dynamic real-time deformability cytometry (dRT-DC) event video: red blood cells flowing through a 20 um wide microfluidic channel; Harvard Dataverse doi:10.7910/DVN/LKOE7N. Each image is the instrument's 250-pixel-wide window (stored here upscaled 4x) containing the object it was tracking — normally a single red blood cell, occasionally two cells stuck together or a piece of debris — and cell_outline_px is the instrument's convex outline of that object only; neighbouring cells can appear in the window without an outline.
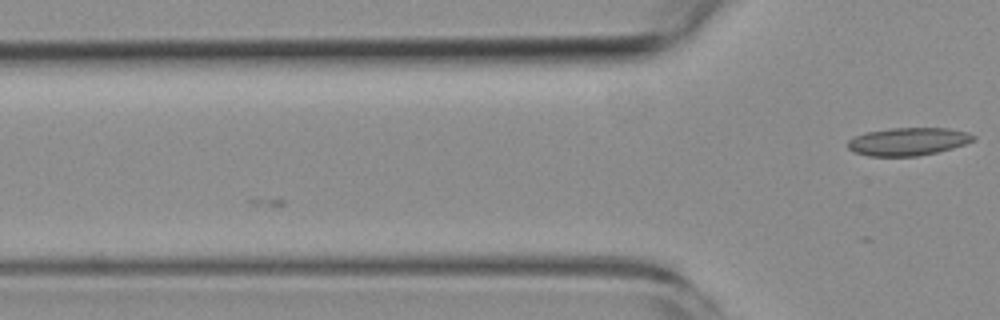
{"species": "common noctule bat (a hibernating species)", "species_latin": "Nyctalus noctula", "temperature_condition": "room temperature", "stored_images_in_passage": 5, "camera_frame_rate_fps": 3000, "um_per_image_px": 0.085, "animal": {"sex": "female", "body_mass_g": 19.3, "forearm_length_mm": 54.1}, "frame": {"image": 1, "passage_image": 5, "time_ms": 4.667, "image_size_px": [1000, 320], "cell_outline_px": [[976, 140], [952, 148], [936, 152], [916, 156], [868, 156], [852, 152], [848, 148], [848, 140], [856, 136], [868, 132], [892, 128], [948, 128], [968, 132], [976, 136]], "centroid_in_image_um": [77.2, 12.03], "position_along_channel_um": 48.6, "area_um2": 20.35}}